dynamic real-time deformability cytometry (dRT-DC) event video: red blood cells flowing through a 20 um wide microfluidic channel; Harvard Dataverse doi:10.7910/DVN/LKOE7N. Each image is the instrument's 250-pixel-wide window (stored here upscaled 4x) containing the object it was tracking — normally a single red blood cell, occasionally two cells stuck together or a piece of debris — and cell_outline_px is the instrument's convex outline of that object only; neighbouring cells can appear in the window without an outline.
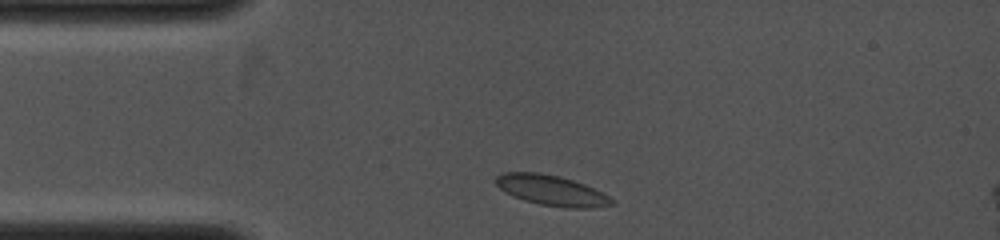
{"species": "common noctule bat (a hibernating species)", "species_latin": "Nyctalus noctula", "temperature_condition": "cold", "stored_images_in_passage": 9, "camera_frame_rate_fps": 4000, "um_per_image_px": 0.085, "animal": {"sex": "female", "body_mass_g": 19.0, "forearm_length_mm": 53.3}, "frame": {"image": 1, "passage_image": 1, "time_ms": 0.0, "image_size_px": [1000, 240], "cell_outline_px": [[616, 204], [592, 208], [564, 208], [540, 204], [524, 200], [512, 196], [504, 192], [496, 184], [496, 176], [504, 172], [540, 172], [560, 176], [584, 184], [616, 200]], "centroid_in_image_um": [46.88, 16.19], "position_along_channel_um": 38.1, "area_um2": 20.58}}
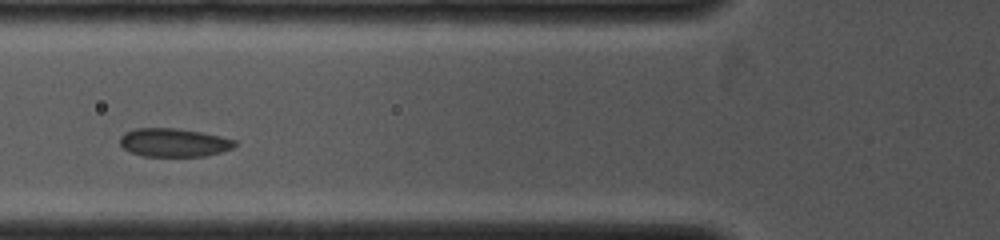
{"frame": {"image": 2, "passage_image": 6, "time_ms": 2.0, "image_size_px": [1000, 240], "cell_outline_px": [[236, 144], [232, 148], [220, 152], [204, 156], [144, 156], [132, 152], [124, 148], [120, 144], [120, 136], [124, 132], [136, 128], [176, 128], [200, 132], [220, 136], [236, 140]], "centroid_in_image_um": [14.76, 12.11], "position_along_channel_um": 111.0, "area_um2": 18.9}}
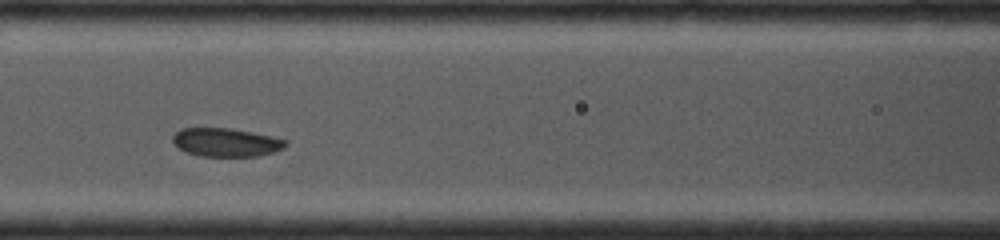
{"frame": {"image": 3, "passage_image": 8, "time_ms": 2.75, "image_size_px": [1000, 240], "cell_outline_px": [[288, 144], [284, 148], [272, 152], [256, 156], [200, 156], [188, 152], [180, 148], [172, 140], [172, 136], [180, 128], [232, 128], [272, 136], [288, 140]], "centroid_in_image_um": [19.24, 12.09], "position_along_channel_um": 147.4, "area_um2": 18.67}}